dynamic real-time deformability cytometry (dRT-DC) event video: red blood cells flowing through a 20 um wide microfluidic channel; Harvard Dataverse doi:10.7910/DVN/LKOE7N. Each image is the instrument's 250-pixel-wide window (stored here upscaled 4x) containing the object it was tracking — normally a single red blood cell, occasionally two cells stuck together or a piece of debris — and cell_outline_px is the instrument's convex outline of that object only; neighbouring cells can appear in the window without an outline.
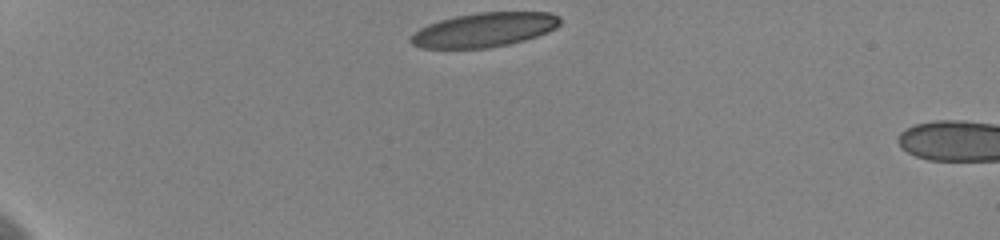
{"species": "human", "species_latin": "Homo sapiens", "temperature_condition": "cold", "stored_images_in_passage": 14, "camera_frame_rate_fps": 3000, "um_per_image_px": 0.085, "donor": {"sex": "female"}, "frame": {"image": 1, "passage_image": 1, "time_ms": 0.0, "image_size_px": [1000, 240], "cell_outline_px": [[560, 24], [556, 28], [548, 32], [524, 40], [508, 44], [488, 48], [420, 48], [412, 44], [408, 40], [420, 28], [428, 24], [440, 20], [456, 16], [476, 12], [548, 12], [560, 16]], "centroid_in_image_um": [41.17, 2.53], "position_along_channel_um": 43.8, "area_um2": 29.77}}